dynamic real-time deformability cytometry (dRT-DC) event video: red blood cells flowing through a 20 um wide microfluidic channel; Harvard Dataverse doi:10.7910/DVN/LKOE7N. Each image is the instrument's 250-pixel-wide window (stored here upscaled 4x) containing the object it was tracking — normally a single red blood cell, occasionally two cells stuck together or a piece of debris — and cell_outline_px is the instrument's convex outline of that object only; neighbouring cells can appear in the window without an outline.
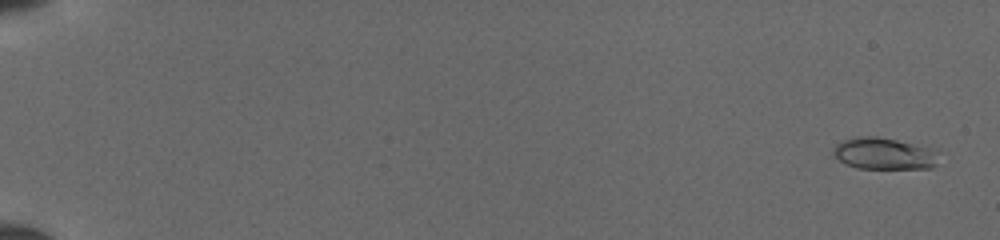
{"species": "common noctule bat (a hibernating species)", "species_latin": "Nyctalus noctula", "temperature_condition": "cold", "stored_images_in_passage": 52, "camera_frame_rate_fps": 3000, "um_per_image_px": 0.085, "animal": {"sex": "female", "body_mass_g": 19.5, "forearm_length_mm": 54.1}, "frame": {"image": 1, "passage_image": 3, "time_ms": 0.667, "image_size_px": [1000, 240], "cell_outline_px": [[936, 164], [932, 168], [856, 168], [844, 164], [832, 156], [832, 148], [836, 144], [844, 140], [856, 136], [876, 136], [896, 140], [928, 148]], "centroid_in_image_um": [74.95, 13.06], "position_along_channel_um": 10.0, "area_um2": 19.02}}
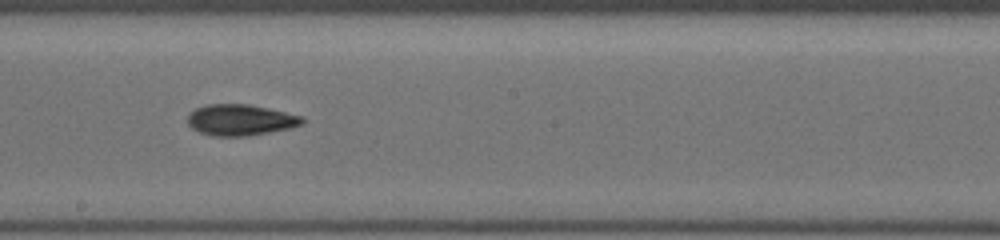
{"frame": {"image": 2, "passage_image": 32, "time_ms": 10.333, "image_size_px": [1000, 240], "cell_outline_px": [[304, 124], [288, 128], [268, 132], [244, 136], [212, 136], [200, 132], [192, 128], [188, 124], [188, 112], [196, 108], [208, 104], [248, 104], [268, 108], [304, 116]], "centroid_in_image_um": [20.43, 10.19], "position_along_channel_um": 227.8, "area_um2": 20.75}}
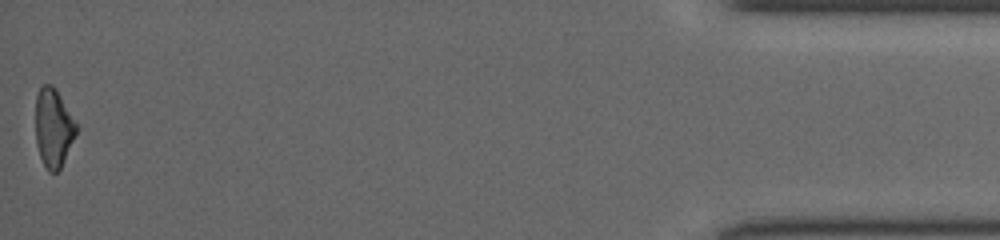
{"frame": {"image": 3, "passage_image": 52, "time_ms": 17.0, "image_size_px": [1000, 240], "cell_outline_px": [[80, 128], [60, 168], [56, 172], [48, 172], [40, 156], [36, 144], [36, 96], [40, 88], [44, 84], [52, 84], [56, 88]], "centroid_in_image_um": [4.56, 10.85], "position_along_channel_um": 430.6, "area_um2": 18.84}}